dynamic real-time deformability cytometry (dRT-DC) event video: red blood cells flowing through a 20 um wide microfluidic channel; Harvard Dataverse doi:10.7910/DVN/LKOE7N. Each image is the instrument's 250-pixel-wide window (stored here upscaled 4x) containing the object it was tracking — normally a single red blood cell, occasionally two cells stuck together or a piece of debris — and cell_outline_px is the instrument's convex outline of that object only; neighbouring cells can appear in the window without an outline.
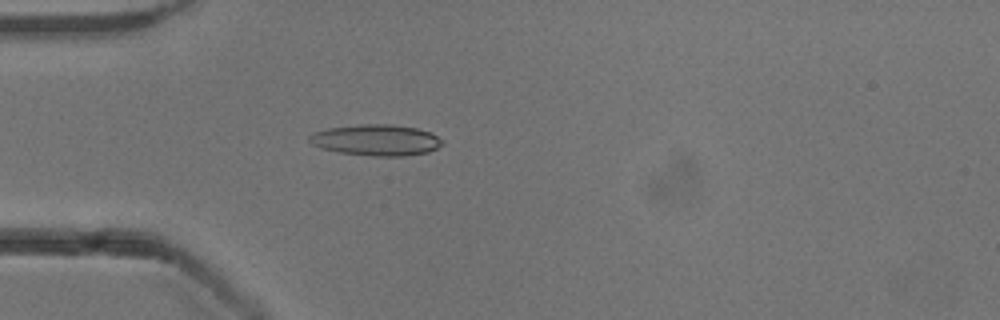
{"species": "common noctule bat (a hibernating species)", "species_latin": "Nyctalus noctula", "temperature_condition": "cold", "stored_images_in_passage": 52, "camera_frame_rate_fps": 3000, "um_per_image_px": 0.085, "animal": {"sex": "male", "body_mass_g": 13.3}, "frame": {"image": 1, "passage_image": 15, "time_ms": 4.667, "image_size_px": [1000, 320], "cell_outline_px": [[444, 144], [428, 152], [404, 156], [372, 156], [340, 152], [324, 148], [312, 144], [308, 140], [308, 136], [312, 132], [328, 128], [360, 124], [388, 124], [416, 128], [428, 132], [444, 140]], "centroid_in_image_um": [31.97, 11.9], "position_along_channel_um": 53.0, "area_um2": 23.99}}
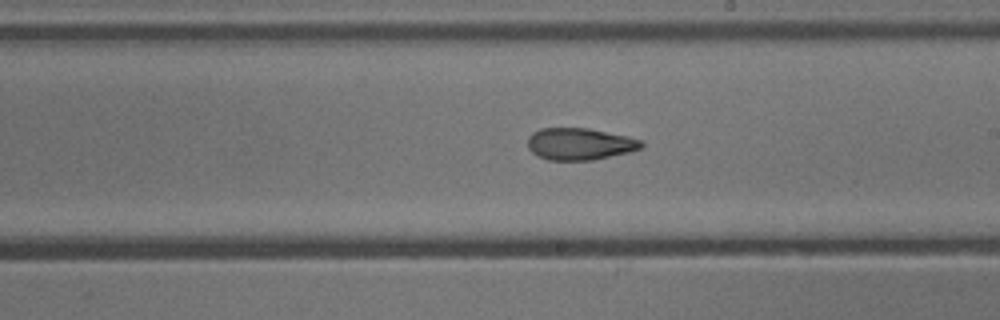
{"frame": {"image": 2, "passage_image": 30, "time_ms": 9.667, "image_size_px": [1000, 320], "cell_outline_px": [[644, 144], [640, 148], [628, 152], [592, 160], [548, 160], [536, 156], [528, 148], [528, 136], [532, 132], [540, 128], [588, 128], [628, 136], [640, 140]], "centroid_in_image_um": [49.23, 12.23], "position_along_channel_um": 239.8, "area_um2": 21.15}}
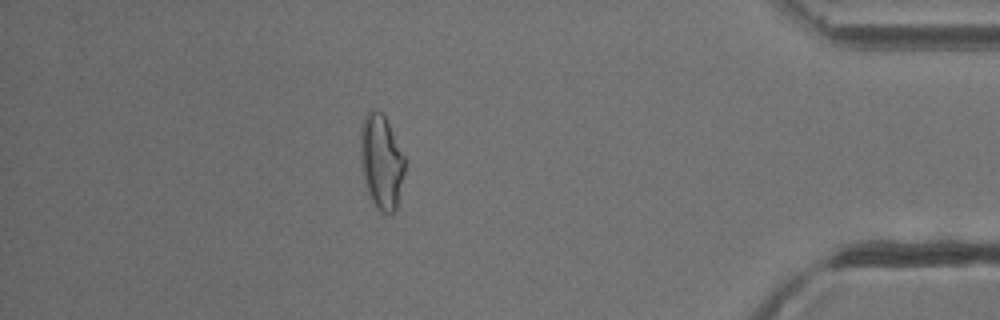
{"frame": {"image": 3, "passage_image": 46, "time_ms": 15.0, "image_size_px": [1000, 320], "cell_outline_px": [[404, 172], [396, 208], [392, 216], [384, 216], [380, 212], [368, 196], [364, 184], [360, 160], [360, 124], [364, 116], [368, 112], [380, 112], [384, 116], [404, 156]], "centroid_in_image_um": [32.37, 13.83], "position_along_channel_um": 402.8, "area_um2": 24.51}, "authors_computed_cell_mechanics": {"area_um2": 22.3397, "velocity_mm_per_s": 3.8896, "shape_relaxation_time_tau1_ms": 11.0584, "shape_relaxation_time_tau2_ms": 2.8782, "deformation_change_tau1": 0.2356, "deformation_change_tau2": 0.1096}}